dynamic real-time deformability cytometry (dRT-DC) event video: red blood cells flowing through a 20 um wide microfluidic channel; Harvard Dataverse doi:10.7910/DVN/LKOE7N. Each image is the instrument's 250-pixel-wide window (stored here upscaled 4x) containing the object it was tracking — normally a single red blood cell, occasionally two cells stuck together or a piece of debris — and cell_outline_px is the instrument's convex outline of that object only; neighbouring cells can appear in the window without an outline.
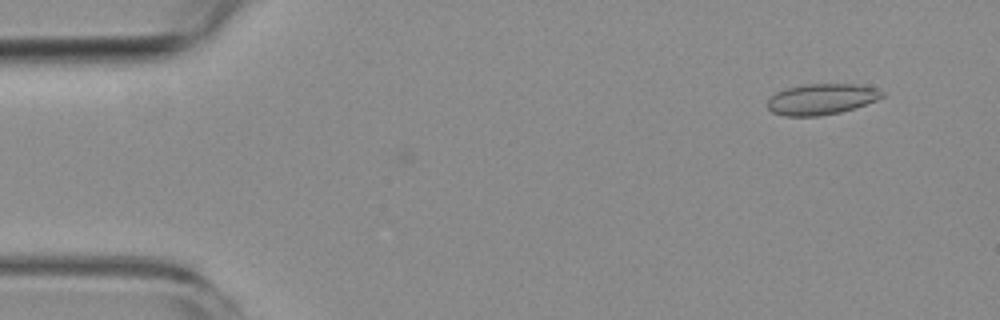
{"species": "common noctule bat (a hibernating species)", "species_latin": "Nyctalus noctula", "temperature_condition": "room temperature", "stored_images_in_passage": 3, "camera_frame_rate_fps": 3000, "um_per_image_px": 0.085, "animal": {"sex": "female", "body_mass_g": 19.3, "forearm_length_mm": 54.1}, "frame": {"image": 1, "passage_image": 3, "time_ms": 2.333, "image_size_px": [1000, 320], "cell_outline_px": [[884, 96], [876, 100], [840, 112], [820, 116], [784, 116], [772, 112], [768, 108], [768, 96], [776, 92], [788, 88], [808, 84], [852, 84], [876, 88], [884, 92]], "centroid_in_image_um": [69.78, 8.43], "position_along_channel_um": 15.2, "area_um2": 20.46}}